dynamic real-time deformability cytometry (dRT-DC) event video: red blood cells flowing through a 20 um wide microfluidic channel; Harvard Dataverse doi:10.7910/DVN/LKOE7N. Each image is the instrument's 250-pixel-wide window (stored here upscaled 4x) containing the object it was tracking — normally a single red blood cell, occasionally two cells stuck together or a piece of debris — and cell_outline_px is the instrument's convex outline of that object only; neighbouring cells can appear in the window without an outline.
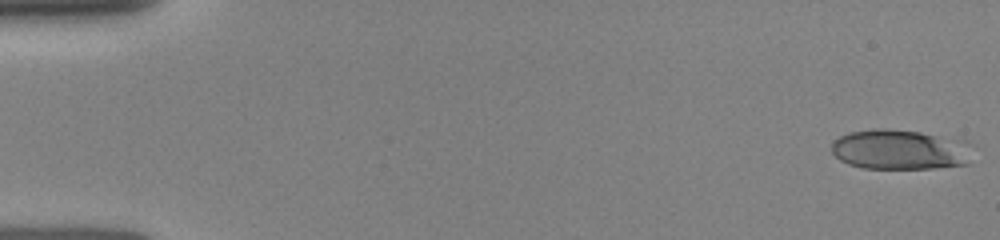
{"species": "human", "species_latin": "Homo sapiens", "temperature_condition": "room temperature", "stored_images_in_passage": 14, "camera_frame_rate_fps": 3000, "um_per_image_px": 0.085, "donor": {"sex": "female"}, "frame": {"image": 1, "passage_image": 1, "time_ms": 0.0, "image_size_px": [1000, 240], "cell_outline_px": [[968, 164], [932, 168], [864, 168], [848, 164], [840, 160], [832, 152], [832, 140], [848, 132], [880, 128], [884, 128], [920, 132], [932, 136]], "centroid_in_image_um": [75.91, 12.74], "position_along_channel_um": 9.1, "area_um2": 29.36}}
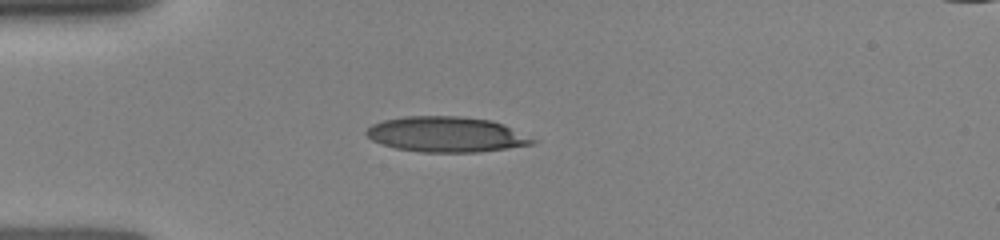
{"frame": {"image": 2, "passage_image": 10, "time_ms": 4.0, "image_size_px": [1000, 240], "cell_outline_px": [[540, 140], [532, 144], [508, 148], [480, 152], [420, 152], [396, 148], [380, 144], [372, 140], [364, 132], [372, 124], [384, 120], [404, 116], [460, 116], [492, 120], [504, 124]], "centroid_in_image_um": [37.97, 11.42], "position_along_channel_um": 47.0, "area_um2": 34.56}}
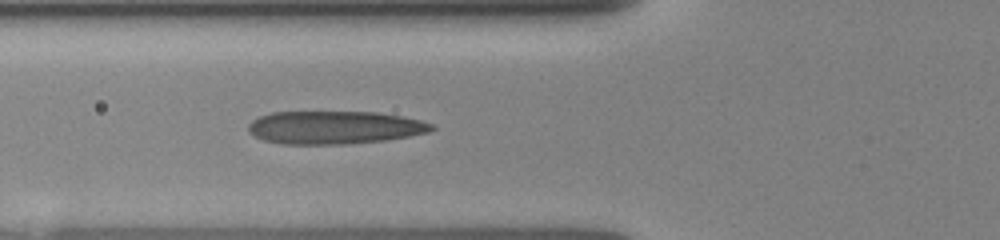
{"frame": {"image": 3, "passage_image": 14, "time_ms": 5.667, "image_size_px": [1000, 240], "cell_outline_px": [[436, 128], [428, 132], [408, 136], [384, 140], [344, 144], [284, 144], [264, 140], [248, 132], [248, 124], [252, 120], [260, 116], [272, 112], [376, 112], [400, 116], [420, 120], [432, 124]], "centroid_in_image_um": [28.41, 10.83], "position_along_channel_um": 97.4, "area_um2": 35.08}}